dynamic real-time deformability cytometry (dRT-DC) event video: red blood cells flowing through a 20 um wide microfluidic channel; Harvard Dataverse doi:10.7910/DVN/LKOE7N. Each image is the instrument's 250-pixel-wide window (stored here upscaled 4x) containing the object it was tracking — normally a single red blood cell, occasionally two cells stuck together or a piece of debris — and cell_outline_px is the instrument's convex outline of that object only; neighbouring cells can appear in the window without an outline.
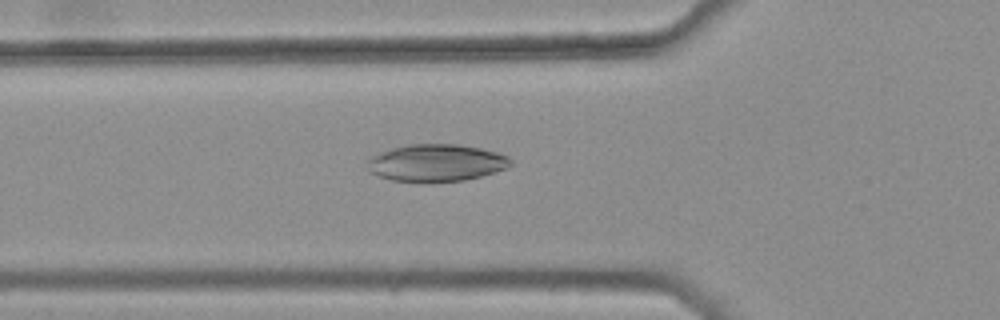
{"species": "common noctule bat (a hibernating species)", "species_latin": "Nyctalus noctula", "temperature_condition": "warm", "stored_images_in_passage": 45, "camera_frame_rate_fps": 3000, "um_per_image_px": 0.085, "animal": {"sex": "female", "body_mass_g": 25.1}, "frame": {"image": 1, "passage_image": 18, "time_ms": 5.667, "image_size_px": [1000, 320], "cell_outline_px": [[512, 164], [508, 168], [480, 176], [464, 180], [392, 180], [368, 172], [368, 156], [392, 148], [408, 144], [456, 144], [480, 148], [496, 152], [508, 156], [512, 160]], "centroid_in_image_um": [37.08, 13.81], "position_along_channel_um": 88.7, "area_um2": 30.58}}
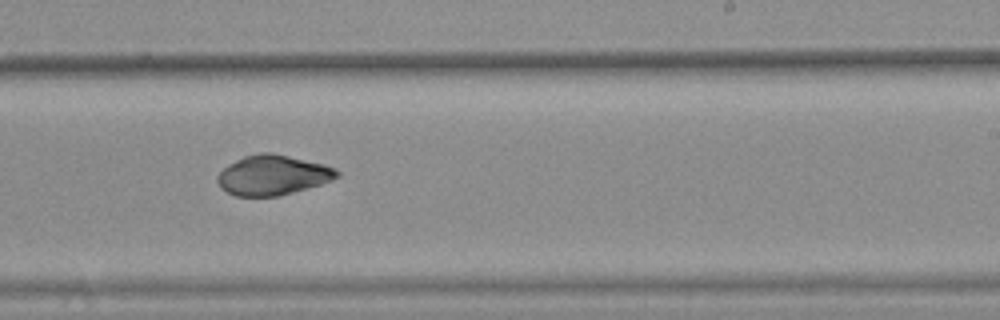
{"frame": {"image": 2, "passage_image": 32, "time_ms": 10.333, "image_size_px": [1000, 320], "cell_outline_px": [[340, 176], [320, 184], [292, 192], [276, 196], [236, 196], [220, 188], [216, 180], [216, 176], [228, 164], [244, 156], [260, 152], [272, 152], [324, 164], [340, 172]], "centroid_in_image_um": [23.14, 14.87], "position_along_channel_um": 265.9, "area_um2": 27.63}}
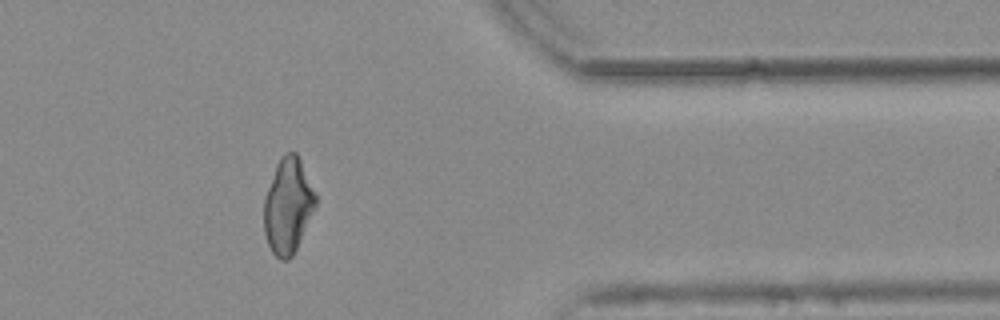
{"frame": {"image": 3, "passage_image": 43, "time_ms": 14.0, "image_size_px": [1000, 320], "cell_outline_px": [[316, 204], [296, 248], [292, 256], [288, 260], [280, 260], [272, 252], [268, 244], [264, 232], [264, 196], [276, 164], [280, 156], [284, 152], [296, 152], [316, 192]], "centroid_in_image_um": [24.45, 17.47], "position_along_channel_um": 386.9, "area_um2": 28.55}, "authors_computed_cell_mechanics": {"area_um2": 29.0734, "velocity_mm_per_s": 3.7899, "shape_relaxation_time_tau1_ms": 7.273, "shape_relaxation_time_tau2_ms": 2.9758, "deformation_change_tau1": 0.1511, "deformation_change_tau2": 0.0477}}